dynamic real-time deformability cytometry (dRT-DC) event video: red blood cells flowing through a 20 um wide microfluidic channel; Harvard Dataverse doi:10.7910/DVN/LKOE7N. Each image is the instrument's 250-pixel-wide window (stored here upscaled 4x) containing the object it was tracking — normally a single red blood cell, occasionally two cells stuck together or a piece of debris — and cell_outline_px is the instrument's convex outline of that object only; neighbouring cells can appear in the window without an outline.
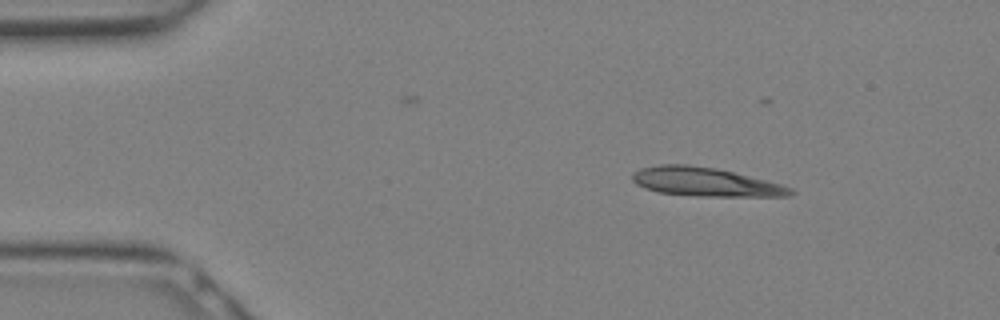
{"species": "Egyptian fruit bat (a non-hibernating species)", "species_latin": "Rousettus aegyptiacus", "temperature_condition": "warm", "stored_images_in_passage": 7, "camera_frame_rate_fps": 3000, "um_per_image_px": 0.085, "animal": {"sex": "female"}, "frame": {"image": 1, "passage_image": 2, "time_ms": 0.333, "image_size_px": [1000, 320], "cell_outline_px": [[796, 192], [792, 196], [696, 196], [660, 192], [644, 188], [636, 184], [632, 180], [632, 172], [640, 168], [660, 164], [688, 164], [716, 168], [780, 184], [792, 188]], "centroid_in_image_um": [59.92, 15.46], "position_along_channel_um": 25.1, "area_um2": 26.41}}
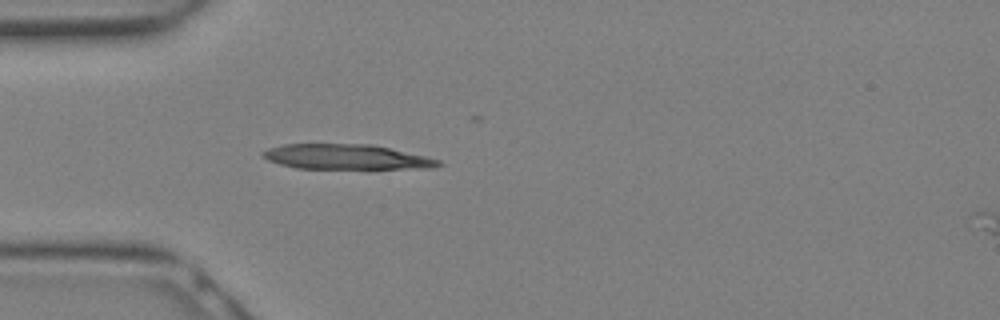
{"frame": {"image": 2, "passage_image": 6, "time_ms": 1.667, "image_size_px": [1000, 320], "cell_outline_px": [[444, 164], [432, 168], [296, 168], [280, 164], [268, 160], [260, 156], [260, 152], [268, 148], [284, 144], [372, 144], [424, 156], [440, 160]], "centroid_in_image_um": [29.39, 13.33], "position_along_channel_um": 55.6, "area_um2": 25.43}}